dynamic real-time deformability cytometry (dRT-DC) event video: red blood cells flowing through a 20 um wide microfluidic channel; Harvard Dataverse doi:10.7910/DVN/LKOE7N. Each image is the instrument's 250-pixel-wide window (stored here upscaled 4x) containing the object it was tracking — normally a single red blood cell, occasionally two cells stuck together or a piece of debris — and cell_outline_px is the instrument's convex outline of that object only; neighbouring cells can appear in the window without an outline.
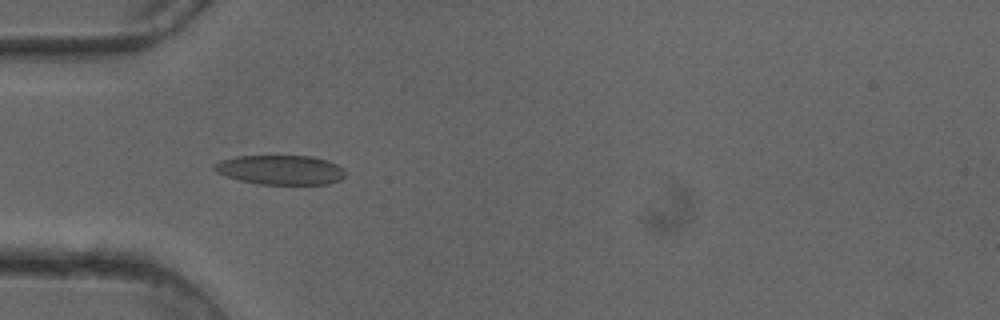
{"species": "common noctule bat (a hibernating species)", "species_latin": "Nyctalus noctula", "temperature_condition": "cold", "stored_images_in_passage": 35, "camera_frame_rate_fps": 3000, "um_per_image_px": 0.085, "animal": {"sex": "female"}, "frame": {"image": 1, "passage_image": 5, "time_ms": 1.333, "image_size_px": [1000, 320], "cell_outline_px": [[348, 172], [340, 180], [328, 184], [260, 184], [240, 180], [224, 176], [216, 172], [212, 168], [212, 164], [220, 160], [236, 156], [312, 156], [336, 164], [344, 168]], "centroid_in_image_um": [23.82, 14.44], "position_along_channel_um": 61.2, "area_um2": 22.66}}
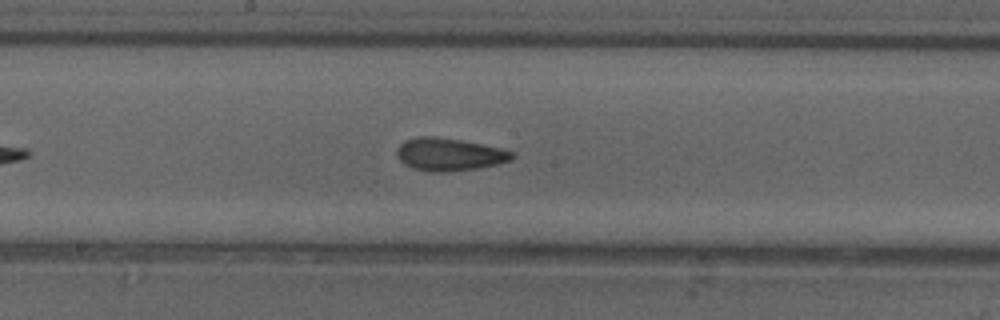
{"frame": {"image": 2, "passage_image": 16, "time_ms": 5.0, "image_size_px": [1000, 320], "cell_outline_px": [[516, 156], [512, 160], [496, 164], [476, 168], [444, 172], [432, 172], [412, 168], [404, 164], [400, 160], [396, 152], [396, 148], [404, 140], [416, 136], [436, 136], [460, 140], [500, 148], [516, 152]], "centroid_in_image_um": [38.17, 13.11], "position_along_channel_um": 210.0, "area_um2": 22.02}}
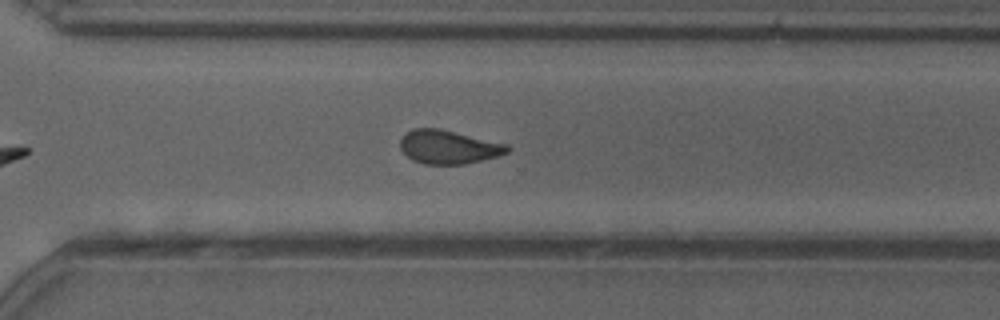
{"frame": {"image": 3, "passage_image": 25, "time_ms": 8.0, "image_size_px": [1000, 320], "cell_outline_px": [[512, 148], [508, 152], [496, 156], [464, 164], [424, 164], [412, 160], [400, 148], [400, 140], [412, 128], [440, 128], [508, 144]], "centroid_in_image_um": [38.13, 12.48], "position_along_channel_um": 332.5, "area_um2": 20.92}, "authors_computed_cell_mechanics": {"area_um2": 21.3282, "velocity_mm_per_s": 4.0967, "shape_relaxation_time_tau1_ms": 10.1804, "shape_relaxation_time_tau2_ms": 1.9375, "deformation_change_tau1": 0.1889, "deformation_change_tau2": 0.0885}}